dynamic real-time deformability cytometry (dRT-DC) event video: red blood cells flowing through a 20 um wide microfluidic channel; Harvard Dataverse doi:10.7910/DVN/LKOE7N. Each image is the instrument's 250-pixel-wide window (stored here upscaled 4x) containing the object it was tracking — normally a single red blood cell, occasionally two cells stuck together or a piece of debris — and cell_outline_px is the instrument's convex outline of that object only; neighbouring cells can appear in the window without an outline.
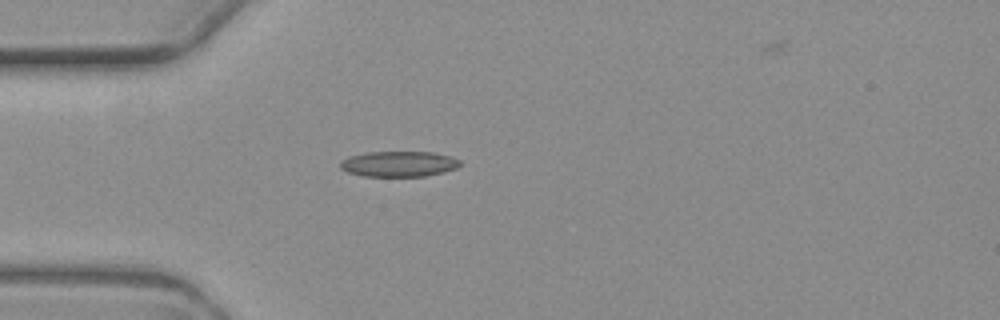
{"species": "common noctule bat (a hibernating species)", "species_latin": "Nyctalus noctula", "temperature_condition": "warm", "stored_images_in_passage": 5, "camera_frame_rate_fps": 3000, "um_per_image_px": 0.085, "animal": {"sex": "female", "body_mass_g": 19.3, "forearm_length_mm": 54.1}, "frame": {"image": 1, "passage_image": 5, "time_ms": 4.667, "image_size_px": [1000, 320], "cell_outline_px": [[460, 164], [456, 168], [444, 172], [424, 176], [364, 176], [348, 172], [340, 168], [340, 160], [348, 156], [368, 152], [432, 152], [452, 156], [460, 160]], "centroid_in_image_um": [33.89, 13.93], "position_along_channel_um": 51.1, "area_um2": 17.86}}